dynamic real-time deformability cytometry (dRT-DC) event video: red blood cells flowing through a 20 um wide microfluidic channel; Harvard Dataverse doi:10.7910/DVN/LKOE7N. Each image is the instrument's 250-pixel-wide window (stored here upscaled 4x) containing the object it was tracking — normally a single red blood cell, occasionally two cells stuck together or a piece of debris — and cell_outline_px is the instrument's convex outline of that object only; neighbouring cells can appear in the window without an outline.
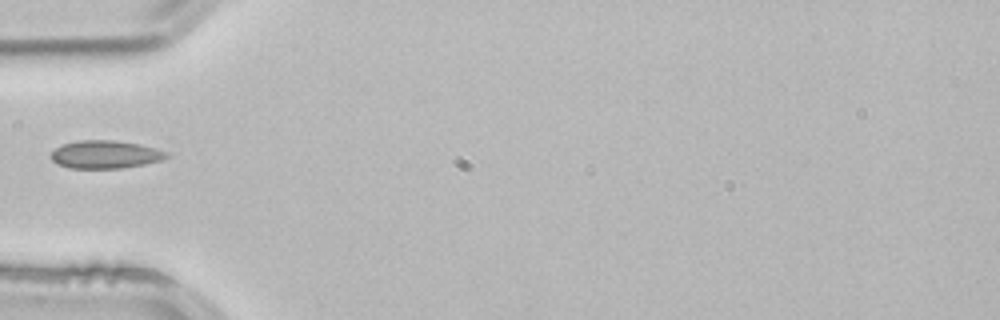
{"species": "common noctule bat (a hibernating species)", "species_latin": "Nyctalus noctula", "temperature_condition": "room temperature", "stored_images_in_passage": 1, "camera_frame_rate_fps": 3000, "um_per_image_px": 0.085, "animal": {"sex": "male", "body_mass_g": 21.5, "forearm_length_mm": 52.0}, "frame": {"image": 1, "passage_image": 1, "time_ms": 0.0, "image_size_px": [1000, 320], "cell_outline_px": [[172, 156], [160, 160], [144, 164], [120, 168], [68, 168], [56, 164], [52, 160], [52, 152], [56, 148], [64, 144], [76, 140], [116, 140], [140, 144], [168, 152]], "centroid_in_image_um": [8.96, 13.12], "position_along_channel_um": 76.0, "area_um2": 18.84}}